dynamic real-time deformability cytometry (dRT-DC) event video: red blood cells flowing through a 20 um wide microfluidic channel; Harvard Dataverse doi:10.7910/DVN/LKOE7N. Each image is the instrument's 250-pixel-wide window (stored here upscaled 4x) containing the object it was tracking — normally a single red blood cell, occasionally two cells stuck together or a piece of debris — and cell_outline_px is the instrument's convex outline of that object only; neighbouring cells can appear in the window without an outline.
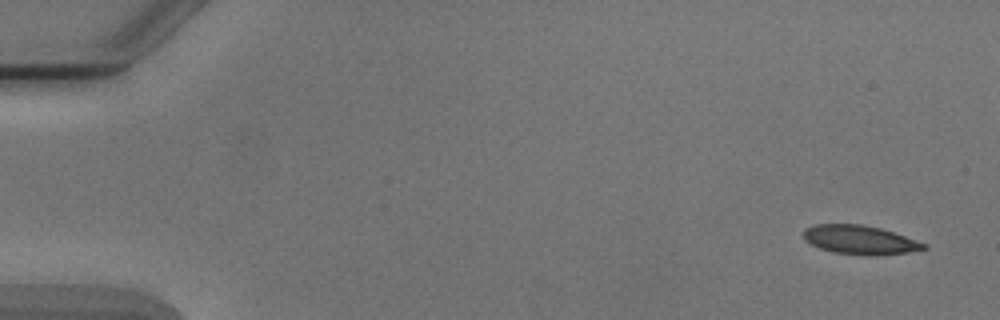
{"species": "Egyptian fruit bat (a non-hibernating species)", "species_latin": "Rousettus aegyptiacus", "temperature_condition": "cold", "stored_images_in_passage": 4, "camera_frame_rate_fps": 3000, "um_per_image_px": 0.085, "animal": {"sex": "male"}, "frame": {"image": 1, "passage_image": 1, "time_ms": 0.0, "image_size_px": [1000, 320], "cell_outline_px": [[928, 248], [908, 252], [876, 256], [864, 256], [836, 252], [820, 248], [804, 240], [804, 228], [816, 224], [860, 224], [880, 228], [904, 236], [924, 244]], "centroid_in_image_um": [73.05, 20.39], "position_along_channel_um": 11.9, "area_um2": 20.06}}
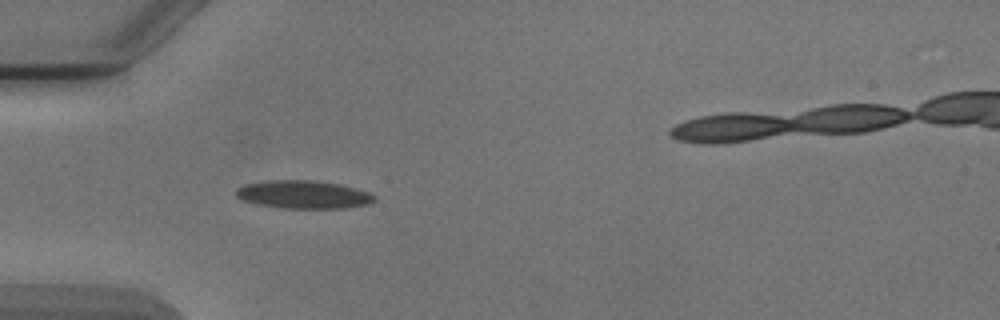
{"frame": {"image": 2, "passage_image": 4, "time_ms": 4.667, "image_size_px": [1000, 320], "cell_outline_px": [[376, 200], [368, 204], [348, 208], [280, 208], [256, 204], [244, 200], [236, 196], [236, 188], [244, 184], [268, 180], [312, 180], [340, 184], [368, 192], [376, 196]], "centroid_in_image_um": [25.79, 16.53], "position_along_channel_um": 59.2, "area_um2": 22.72}}